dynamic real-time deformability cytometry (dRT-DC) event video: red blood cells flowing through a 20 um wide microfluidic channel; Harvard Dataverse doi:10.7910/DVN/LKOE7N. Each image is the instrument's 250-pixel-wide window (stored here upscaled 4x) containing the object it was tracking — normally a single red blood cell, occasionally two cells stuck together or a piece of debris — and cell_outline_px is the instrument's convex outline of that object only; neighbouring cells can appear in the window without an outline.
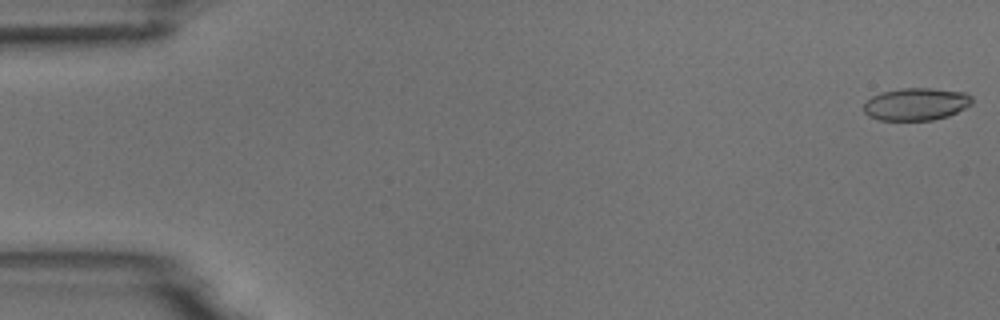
{"species": "common noctule bat (a hibernating species)", "species_latin": "Nyctalus noctula", "temperature_condition": "room temperature", "stored_images_in_passage": 54, "camera_frame_rate_fps": 3000, "um_per_image_px": 0.085, "animal": {"sex": "male", "body_mass_g": 18.8}, "frame": {"image": 1, "passage_image": 1, "time_ms": 0.0, "image_size_px": [1000, 320], "cell_outline_px": [[972, 104], [948, 116], [932, 120], [880, 120], [868, 116], [864, 112], [864, 104], [872, 96], [884, 92], [900, 88], [932, 88], [964, 92], [972, 96]], "centroid_in_image_um": [77.88, 8.85], "position_along_channel_um": 7.1, "area_um2": 20.4}}
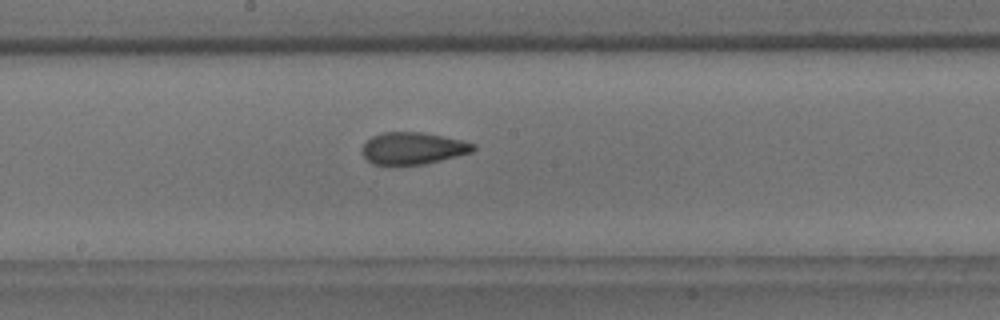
{"frame": {"image": 2, "passage_image": 29, "time_ms": 9.333, "image_size_px": [1000, 320], "cell_outline_px": [[476, 148], [472, 152], [424, 164], [372, 164], [364, 156], [364, 144], [372, 136], [384, 132], [424, 132], [464, 140], [476, 144]], "centroid_in_image_um": [35.15, 12.58], "position_along_channel_um": 213.0, "area_um2": 20.52}}
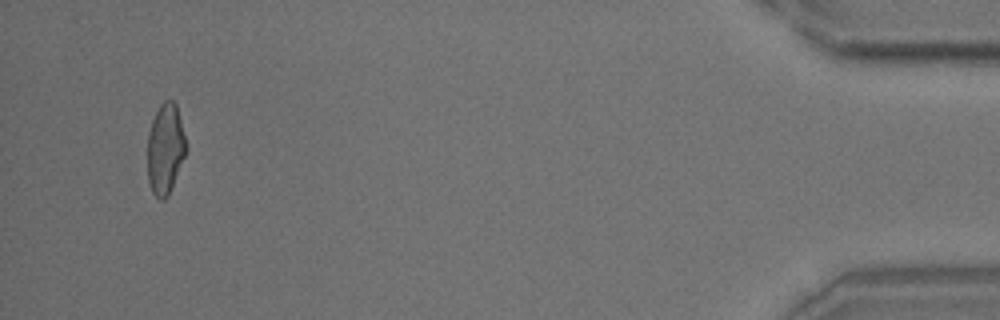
{"frame": {"image": 3, "passage_image": 52, "time_ms": 17.0, "image_size_px": [1000, 320], "cell_outline_px": [[188, 148], [168, 196], [164, 200], [160, 200], [152, 192], [148, 180], [148, 132], [152, 120], [160, 104], [164, 100], [172, 100], [176, 104]], "centroid_in_image_um": [14.05, 12.65], "position_along_channel_um": 421.1, "area_um2": 20.35}, "authors_computed_cell_mechanics": {"area_um2": 21.1259, "velocity_mm_per_s": 3.7313, "shape_relaxation_time_tau1_ms": null, "shape_relaxation_time_tau2_ms": 1.93, "deformation_change_tau1": null, "deformation_change_tau2": 0.0925}}